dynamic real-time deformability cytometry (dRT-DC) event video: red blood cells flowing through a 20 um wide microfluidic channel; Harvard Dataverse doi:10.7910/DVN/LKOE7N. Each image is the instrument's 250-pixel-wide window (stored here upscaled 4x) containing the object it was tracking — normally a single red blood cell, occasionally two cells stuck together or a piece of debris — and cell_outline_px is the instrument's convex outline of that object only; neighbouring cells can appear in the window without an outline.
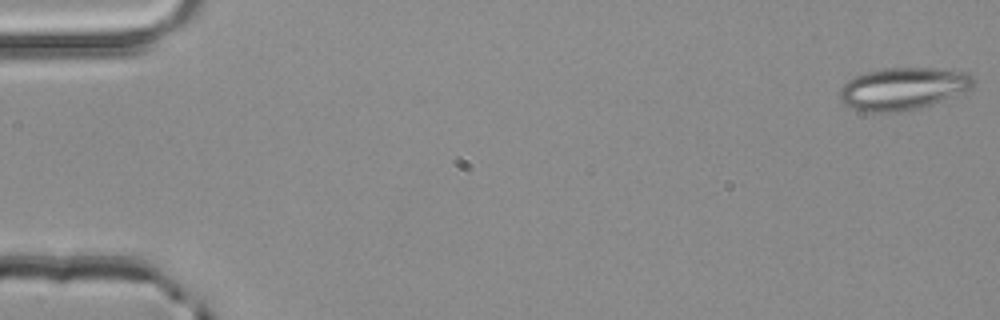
{"species": "common noctule bat (a hibernating species)", "species_latin": "Nyctalus noctula", "temperature_condition": "room temperature", "stored_images_in_passage": 16, "camera_frame_rate_fps": 3000, "um_per_image_px": 0.085, "animal": {"sex": "male", "body_mass_g": 20.4}, "frame": {"image": 1, "passage_image": 1, "time_ms": 0.0, "image_size_px": [1000, 320], "cell_outline_px": [[976, 80], [972, 88], [964, 92], [932, 104], [916, 108], [896, 112], [868, 112], [852, 108], [844, 104], [840, 100], [840, 88], [848, 80], [856, 76], [868, 72], [884, 68], [936, 68], [968, 72]], "centroid_in_image_um": [76.78, 7.53], "position_along_channel_um": 8.2, "area_um2": 32.89}}